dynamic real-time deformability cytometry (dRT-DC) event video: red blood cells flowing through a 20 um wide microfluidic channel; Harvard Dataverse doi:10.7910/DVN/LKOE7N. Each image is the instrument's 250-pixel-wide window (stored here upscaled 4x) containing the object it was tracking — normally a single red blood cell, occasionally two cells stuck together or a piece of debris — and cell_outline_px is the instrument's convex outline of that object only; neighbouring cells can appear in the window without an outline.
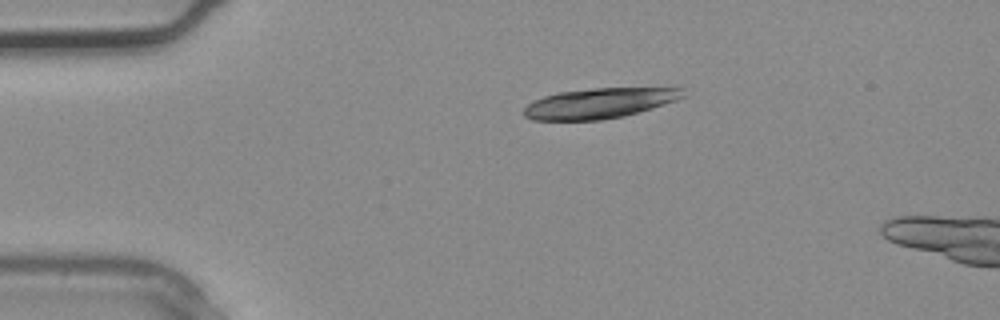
{"species": "common noctule bat (a hibernating species)", "species_latin": "Nyctalus noctula", "temperature_condition": "warm", "stored_images_in_passage": 3, "camera_frame_rate_fps": 3000, "um_per_image_px": 0.085, "animal": {"sex": "male", "body_mass_g": 20.4}, "frame": {"image": 1, "passage_image": 2, "time_ms": 0.333, "image_size_px": [1000, 320], "cell_outline_px": [[688, 96], [652, 108], [624, 116], [600, 120], [532, 120], [524, 116], [524, 108], [528, 104], [544, 96], [556, 92], [592, 88], [684, 88]], "centroid_in_image_um": [50.97, 8.77], "position_along_channel_um": 34.0, "area_um2": 28.09}}